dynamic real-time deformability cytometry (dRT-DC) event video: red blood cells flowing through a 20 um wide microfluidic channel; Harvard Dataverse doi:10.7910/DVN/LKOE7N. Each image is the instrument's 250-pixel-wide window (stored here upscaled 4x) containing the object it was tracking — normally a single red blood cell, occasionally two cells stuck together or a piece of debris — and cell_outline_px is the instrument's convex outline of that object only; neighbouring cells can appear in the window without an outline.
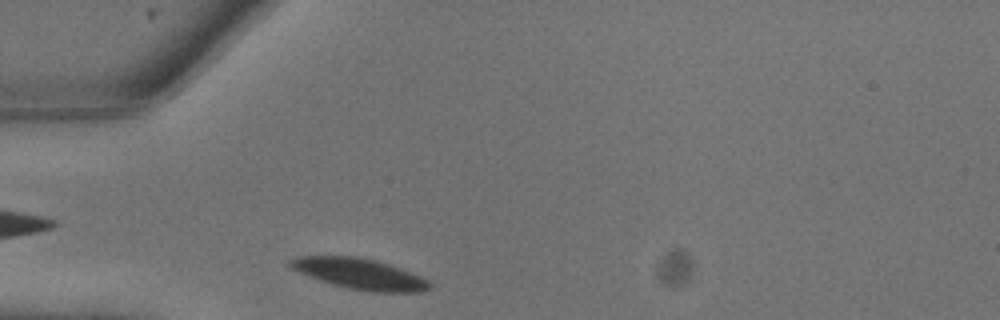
{"species": "common noctule bat (a hibernating species)", "species_latin": "Nyctalus noctula", "temperature_condition": "warm", "stored_images_in_passage": 3, "camera_frame_rate_fps": 3000, "um_per_image_px": 0.085, "animal": {"sex": "male", "body_mass_g": 13.3}, "frame": {"image": 1, "passage_image": 1, "time_ms": 0.0, "image_size_px": [1000, 320], "cell_outline_px": [[432, 288], [420, 292], [372, 292], [348, 288], [332, 284], [308, 276], [288, 268], [288, 260], [300, 256], [356, 256], [376, 260], [400, 268], [420, 276], [428, 280], [432, 284]], "centroid_in_image_um": [30.56, 23.28], "position_along_channel_um": 54.4, "area_um2": 25.09}}